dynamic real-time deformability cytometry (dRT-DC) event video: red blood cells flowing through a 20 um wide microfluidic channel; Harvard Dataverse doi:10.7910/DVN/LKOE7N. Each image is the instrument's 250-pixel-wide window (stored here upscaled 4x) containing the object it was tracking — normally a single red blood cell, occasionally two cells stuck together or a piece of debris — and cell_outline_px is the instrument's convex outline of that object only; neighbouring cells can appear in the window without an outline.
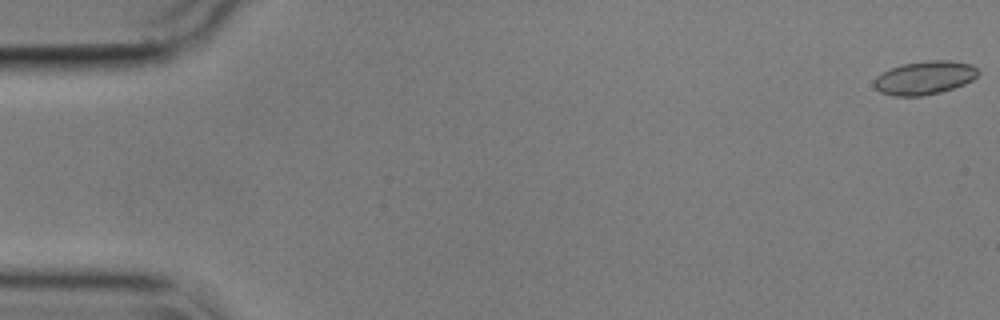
{"species": "common noctule bat (a hibernating species)", "species_latin": "Nyctalus noctula", "temperature_condition": "cold", "stored_images_in_passage": 56, "camera_frame_rate_fps": 3000, "um_per_image_px": 0.085, "animal": {"sex": "male", "body_mass_g": 17.9}, "frame": {"image": 1, "passage_image": 1, "time_ms": 0.0, "image_size_px": [1000, 320], "cell_outline_px": [[980, 72], [972, 80], [964, 84], [940, 92], [920, 96], [892, 96], [880, 92], [872, 84], [876, 76], [900, 64], [928, 60], [948, 60], [972, 64]], "centroid_in_image_um": [78.58, 6.6], "position_along_channel_um": 6.4, "area_um2": 20.29}}
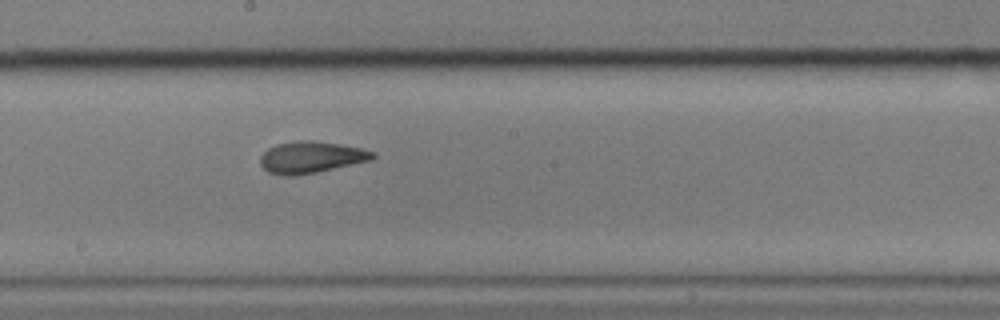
{"frame": {"image": 2, "passage_image": 31, "time_ms": 10.0, "image_size_px": [1000, 320], "cell_outline_px": [[376, 156], [372, 160], [316, 172], [296, 176], [284, 176], [268, 172], [260, 164], [260, 156], [268, 148], [276, 144], [300, 140], [312, 140], [340, 144], [360, 148], [376, 152]], "centroid_in_image_um": [26.44, 13.36], "position_along_channel_um": 221.8, "area_um2": 20.81}}
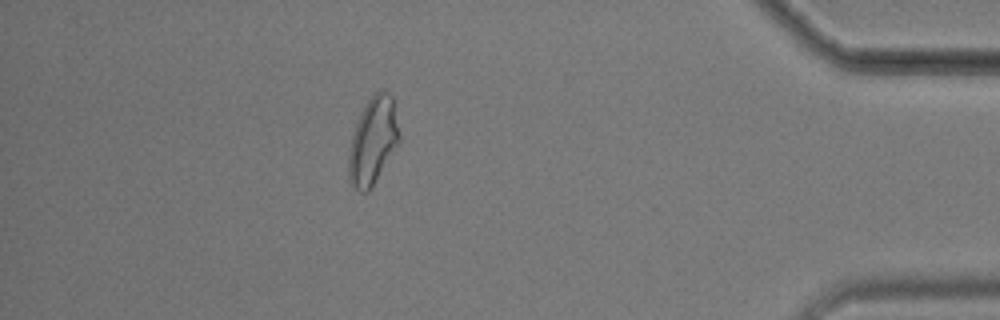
{"frame": {"image": 3, "passage_image": 50, "time_ms": 16.333, "image_size_px": [1000, 320], "cell_outline_px": [[400, 144], [368, 192], [360, 192], [348, 180], [348, 152], [356, 120], [364, 104], [380, 88], [388, 92], [392, 96], [400, 136]], "centroid_in_image_um": [31.7, 11.97], "position_along_channel_um": 403.5, "area_um2": 26.01}, "authors_computed_cell_mechanics": {"area_um2": 20.6057, "velocity_mm_per_s": 3.563, "shape_relaxation_time_tau1_ms": 4.8983, "shape_relaxation_time_tau2_ms": 1.7003, "deformation_change_tau1": 0.1312, "deformation_change_tau2": 0.0783}}